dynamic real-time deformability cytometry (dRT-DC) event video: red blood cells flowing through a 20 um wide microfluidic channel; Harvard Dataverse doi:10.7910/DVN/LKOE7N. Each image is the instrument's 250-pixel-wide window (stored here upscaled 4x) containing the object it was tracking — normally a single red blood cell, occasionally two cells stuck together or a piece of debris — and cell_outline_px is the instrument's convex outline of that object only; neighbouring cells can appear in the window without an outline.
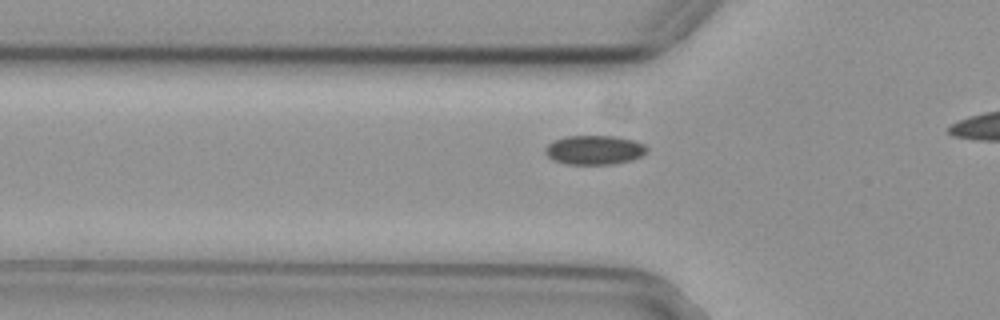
{"species": "common noctule bat (a hibernating species)", "species_latin": "Nyctalus noctula", "temperature_condition": "cold", "stored_images_in_passage": 29, "camera_frame_rate_fps": 3000, "um_per_image_px": 0.085, "animal": {"sex": "female", "body_mass_g": 29.2, "forearm_length_mm": 56.3}, "frame": {"image": 1, "passage_image": 2, "time_ms": 0.333, "image_size_px": [1000, 320], "cell_outline_px": [[648, 152], [632, 160], [612, 164], [568, 164], [552, 160], [544, 152], [544, 148], [548, 144], [556, 140], [568, 136], [616, 136], [632, 140], [644, 144], [648, 148]], "centroid_in_image_um": [50.53, 12.75], "position_along_channel_um": 75.3, "area_um2": 17.28}}
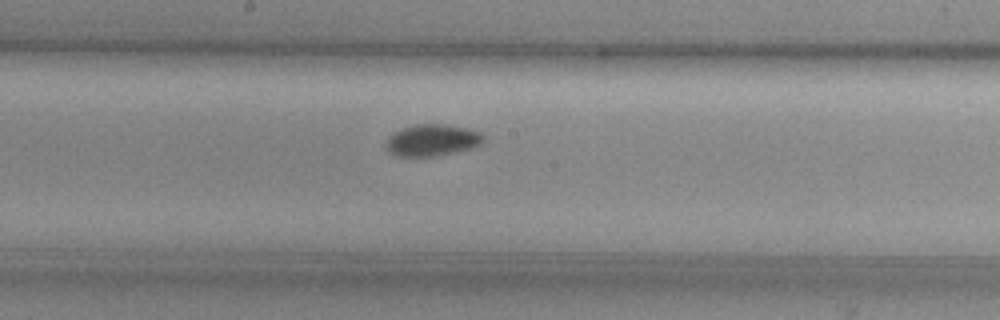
{"frame": {"image": 2, "passage_image": 13, "time_ms": 4.0, "image_size_px": [1000, 320], "cell_outline_px": [[484, 140], [480, 144], [472, 148], [456, 152], [432, 156], [400, 156], [388, 152], [384, 148], [388, 136], [400, 128], [416, 124], [448, 124], [468, 128], [480, 132], [484, 136]], "centroid_in_image_um": [36.72, 11.9], "position_along_channel_um": 211.5, "area_um2": 18.21}}
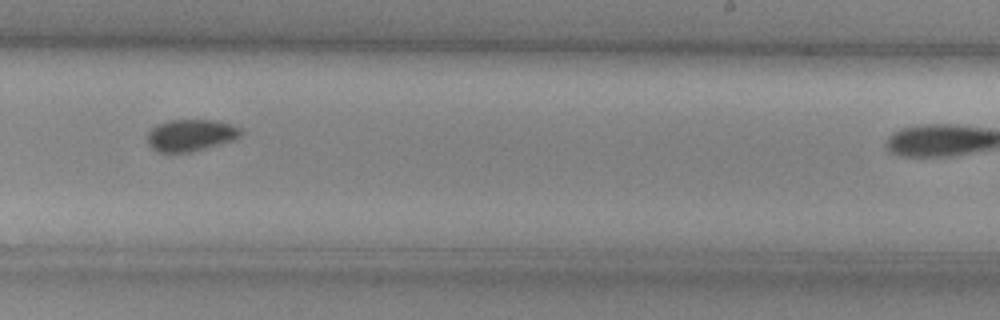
{"frame": {"image": 3, "passage_image": 18, "time_ms": 5.667, "image_size_px": [1000, 320], "cell_outline_px": [[244, 132], [240, 136], [232, 140], [220, 144], [192, 152], [156, 152], [148, 144], [148, 132], [156, 124], [168, 120], [216, 120], [232, 124], [244, 128]], "centroid_in_image_um": [16.24, 11.48], "position_along_channel_um": 272.8, "area_um2": 17.57}}